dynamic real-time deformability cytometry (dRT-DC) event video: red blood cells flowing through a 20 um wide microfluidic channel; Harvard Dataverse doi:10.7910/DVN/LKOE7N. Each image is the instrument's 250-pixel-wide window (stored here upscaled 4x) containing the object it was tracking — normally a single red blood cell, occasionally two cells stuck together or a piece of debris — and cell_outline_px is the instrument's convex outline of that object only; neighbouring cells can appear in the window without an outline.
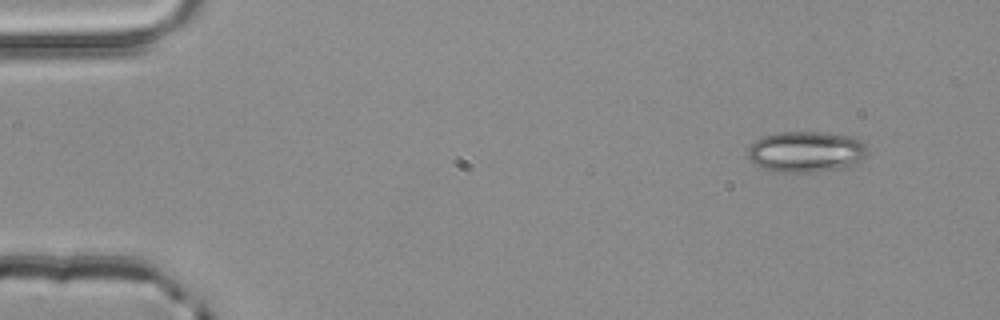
{"species": "common noctule bat (a hibernating species)", "species_latin": "Nyctalus noctula", "temperature_condition": "room temperature", "stored_images_in_passage": 4, "camera_frame_rate_fps": 3000, "um_per_image_px": 0.085, "animal": {"sex": "male", "body_mass_g": 20.4}, "frame": {"image": 1, "passage_image": 1, "time_ms": 0.0, "image_size_px": [1000, 320], "cell_outline_px": [[868, 152], [860, 160], [844, 168], [812, 172], [776, 172], [752, 164], [748, 160], [748, 148], [760, 136], [780, 132], [824, 132], [856, 136], [868, 144]], "centroid_in_image_um": [68.53, 12.88], "position_along_channel_um": 16.5, "area_um2": 29.07}}